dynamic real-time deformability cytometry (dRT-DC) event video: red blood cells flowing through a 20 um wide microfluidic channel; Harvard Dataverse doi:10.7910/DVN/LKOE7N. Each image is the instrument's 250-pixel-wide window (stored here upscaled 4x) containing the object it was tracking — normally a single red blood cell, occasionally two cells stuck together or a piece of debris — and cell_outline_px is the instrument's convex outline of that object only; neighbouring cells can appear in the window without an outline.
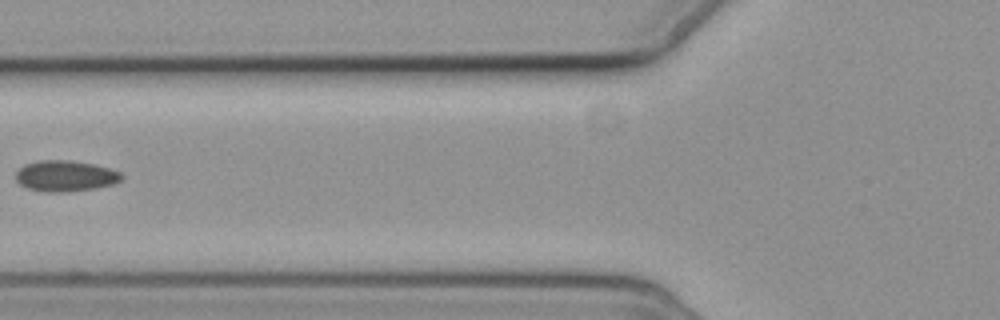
{"species": "common noctule bat (a hibernating species)", "species_latin": "Nyctalus noctula", "temperature_condition": "cold", "stored_images_in_passage": 7, "camera_frame_rate_fps": 3000, "um_per_image_px": 0.085, "animal": {"sex": "female", "body_mass_g": 19.3, "forearm_length_mm": 54.1}, "frame": {"image": 1, "passage_image": 4, "time_ms": 3.667, "image_size_px": [1000, 320], "cell_outline_px": [[124, 176], [116, 184], [96, 188], [60, 192], [48, 192], [28, 188], [20, 184], [16, 180], [16, 172], [24, 164], [40, 160], [68, 160], [92, 164], [108, 168], [120, 172]], "centroid_in_image_um": [5.56, 14.95], "position_along_channel_um": 120.2, "area_um2": 18.96}}
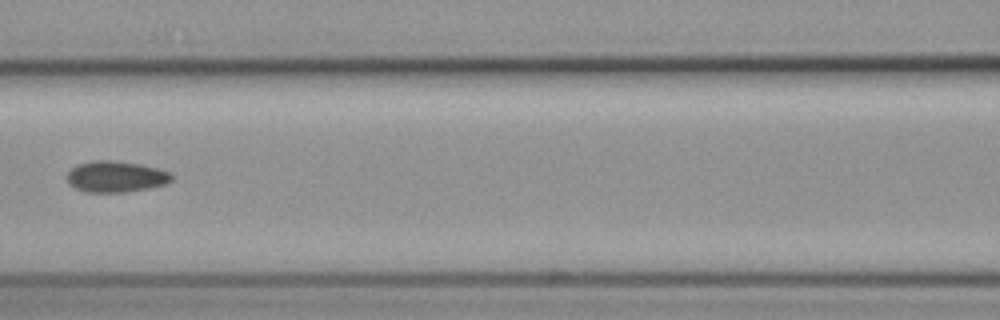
{"frame": {"image": 2, "passage_image": 5, "time_ms": 4.667, "image_size_px": [1000, 320], "cell_outline_px": [[172, 180], [164, 184], [148, 188], [124, 192], [84, 192], [68, 184], [64, 176], [76, 164], [92, 160], [112, 160], [140, 164], [156, 168], [168, 172], [172, 176]], "centroid_in_image_um": [9.76, 15.01], "position_along_channel_um": 156.8, "area_um2": 19.07}}
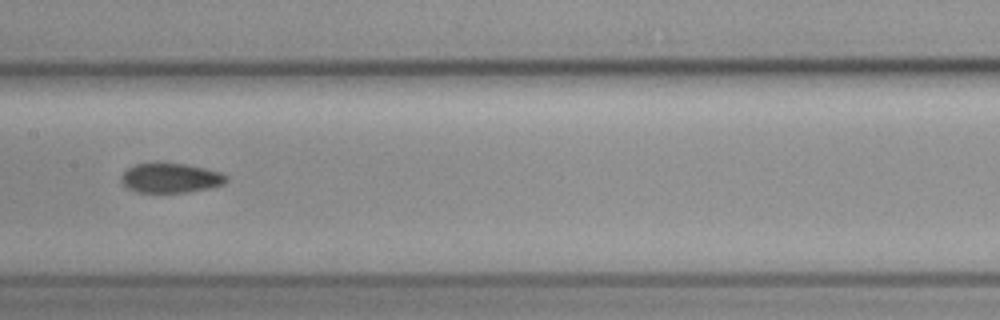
{"frame": {"image": 3, "passage_image": 6, "time_ms": 5.667, "image_size_px": [1000, 320], "cell_outline_px": [[228, 180], [224, 184], [208, 188], [188, 192], [136, 192], [128, 188], [120, 180], [124, 172], [128, 168], [136, 164], [156, 160], [160, 160], [184, 164], [204, 168], [220, 172], [228, 176]], "centroid_in_image_um": [14.48, 15.09], "position_along_channel_um": 192.9, "area_um2": 18.55}}